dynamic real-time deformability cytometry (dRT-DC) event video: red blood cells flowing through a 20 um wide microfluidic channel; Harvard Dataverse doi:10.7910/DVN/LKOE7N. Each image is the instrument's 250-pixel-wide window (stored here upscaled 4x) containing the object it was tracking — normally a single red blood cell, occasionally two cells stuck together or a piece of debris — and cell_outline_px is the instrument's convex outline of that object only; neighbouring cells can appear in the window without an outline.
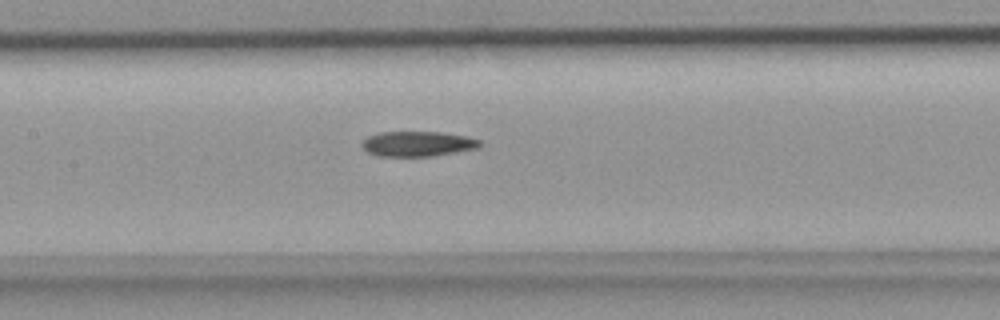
{"species": "common noctule bat (a hibernating species)", "species_latin": "Nyctalus noctula", "temperature_condition": "room temperature", "stored_images_in_passage": 31, "camera_frame_rate_fps": 3000, "um_per_image_px": 0.085, "animal": {"sex": "female", "body_mass_g": 18.4}, "frame": {"image": 1, "passage_image": 14, "time_ms": 4.333, "image_size_px": [1000, 320], "cell_outline_px": [[480, 148], [432, 156], [376, 156], [368, 152], [360, 144], [368, 136], [380, 132], [440, 132], [468, 136], [480, 140]], "centroid_in_image_um": [35.51, 12.22], "position_along_channel_um": 171.9, "area_um2": 17.28}}
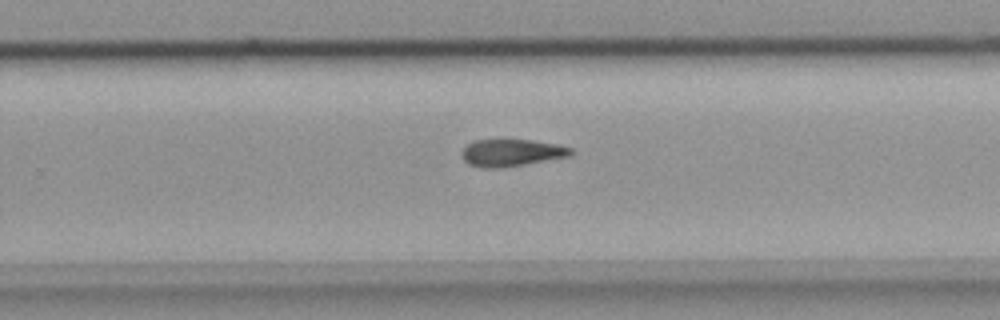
{"frame": {"image": 2, "passage_image": 21, "time_ms": 6.667, "image_size_px": [1000, 320], "cell_outline_px": [[572, 156], [524, 164], [496, 168], [480, 168], [468, 164], [464, 160], [460, 152], [472, 140], [496, 136], [500, 136], [532, 140], [556, 144], [572, 148]], "centroid_in_image_um": [43.41, 12.92], "position_along_channel_um": 286.4, "area_um2": 18.15}}
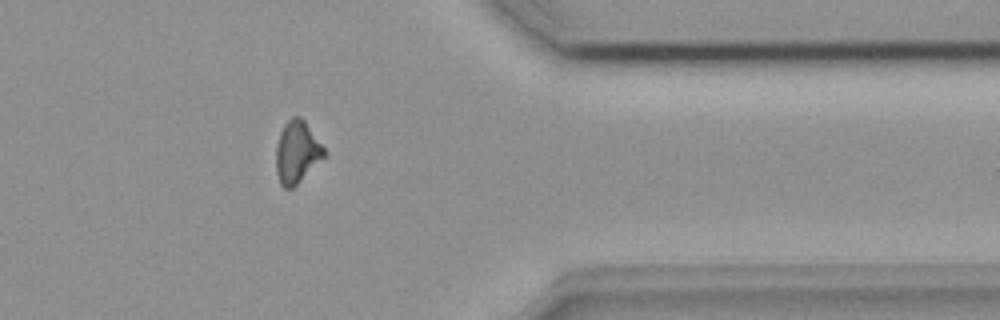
{"frame": {"image": 3, "passage_image": 28, "time_ms": 9.0, "image_size_px": [1000, 320], "cell_outline_px": [[328, 152], [292, 188], [284, 188], [280, 184], [276, 172], [276, 144], [280, 132], [284, 124], [292, 116], [300, 116], [304, 120]], "centroid_in_image_um": [25.22, 12.9], "position_along_channel_um": 386.2, "area_um2": 17.28}}